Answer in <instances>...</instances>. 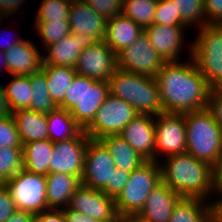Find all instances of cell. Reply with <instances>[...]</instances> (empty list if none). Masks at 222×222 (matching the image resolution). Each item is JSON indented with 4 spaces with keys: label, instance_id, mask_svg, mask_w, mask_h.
Returning <instances> with one entry per match:
<instances>
[{
    "label": "cell",
    "instance_id": "cell-31",
    "mask_svg": "<svg viewBox=\"0 0 222 222\" xmlns=\"http://www.w3.org/2000/svg\"><path fill=\"white\" fill-rule=\"evenodd\" d=\"M30 82L32 87L30 110L48 114L58 107L48 92L46 75L42 70L31 74Z\"/></svg>",
    "mask_w": 222,
    "mask_h": 222
},
{
    "label": "cell",
    "instance_id": "cell-47",
    "mask_svg": "<svg viewBox=\"0 0 222 222\" xmlns=\"http://www.w3.org/2000/svg\"><path fill=\"white\" fill-rule=\"evenodd\" d=\"M12 115V110L3 83L0 84V118Z\"/></svg>",
    "mask_w": 222,
    "mask_h": 222
},
{
    "label": "cell",
    "instance_id": "cell-46",
    "mask_svg": "<svg viewBox=\"0 0 222 222\" xmlns=\"http://www.w3.org/2000/svg\"><path fill=\"white\" fill-rule=\"evenodd\" d=\"M63 211L67 222H102L74 210H70L68 207L64 208Z\"/></svg>",
    "mask_w": 222,
    "mask_h": 222
},
{
    "label": "cell",
    "instance_id": "cell-38",
    "mask_svg": "<svg viewBox=\"0 0 222 222\" xmlns=\"http://www.w3.org/2000/svg\"><path fill=\"white\" fill-rule=\"evenodd\" d=\"M22 146L13 116L0 118V147L22 148Z\"/></svg>",
    "mask_w": 222,
    "mask_h": 222
},
{
    "label": "cell",
    "instance_id": "cell-39",
    "mask_svg": "<svg viewBox=\"0 0 222 222\" xmlns=\"http://www.w3.org/2000/svg\"><path fill=\"white\" fill-rule=\"evenodd\" d=\"M99 15L107 20L121 14L123 0H84Z\"/></svg>",
    "mask_w": 222,
    "mask_h": 222
},
{
    "label": "cell",
    "instance_id": "cell-12",
    "mask_svg": "<svg viewBox=\"0 0 222 222\" xmlns=\"http://www.w3.org/2000/svg\"><path fill=\"white\" fill-rule=\"evenodd\" d=\"M164 63L145 31L134 43L117 54V65L120 69L149 77H156Z\"/></svg>",
    "mask_w": 222,
    "mask_h": 222
},
{
    "label": "cell",
    "instance_id": "cell-29",
    "mask_svg": "<svg viewBox=\"0 0 222 222\" xmlns=\"http://www.w3.org/2000/svg\"><path fill=\"white\" fill-rule=\"evenodd\" d=\"M41 70L46 75L48 92L58 106L77 72L74 67L56 65H43Z\"/></svg>",
    "mask_w": 222,
    "mask_h": 222
},
{
    "label": "cell",
    "instance_id": "cell-33",
    "mask_svg": "<svg viewBox=\"0 0 222 222\" xmlns=\"http://www.w3.org/2000/svg\"><path fill=\"white\" fill-rule=\"evenodd\" d=\"M176 14L189 26L202 27L207 25L204 0H173Z\"/></svg>",
    "mask_w": 222,
    "mask_h": 222
},
{
    "label": "cell",
    "instance_id": "cell-32",
    "mask_svg": "<svg viewBox=\"0 0 222 222\" xmlns=\"http://www.w3.org/2000/svg\"><path fill=\"white\" fill-rule=\"evenodd\" d=\"M157 0H123L122 14L143 29L153 24Z\"/></svg>",
    "mask_w": 222,
    "mask_h": 222
},
{
    "label": "cell",
    "instance_id": "cell-30",
    "mask_svg": "<svg viewBox=\"0 0 222 222\" xmlns=\"http://www.w3.org/2000/svg\"><path fill=\"white\" fill-rule=\"evenodd\" d=\"M11 81L4 84L6 95L12 110L29 109L31 104L32 87L30 76L11 75Z\"/></svg>",
    "mask_w": 222,
    "mask_h": 222
},
{
    "label": "cell",
    "instance_id": "cell-37",
    "mask_svg": "<svg viewBox=\"0 0 222 222\" xmlns=\"http://www.w3.org/2000/svg\"><path fill=\"white\" fill-rule=\"evenodd\" d=\"M153 23L168 26H188L179 14H176L173 0H157Z\"/></svg>",
    "mask_w": 222,
    "mask_h": 222
},
{
    "label": "cell",
    "instance_id": "cell-10",
    "mask_svg": "<svg viewBox=\"0 0 222 222\" xmlns=\"http://www.w3.org/2000/svg\"><path fill=\"white\" fill-rule=\"evenodd\" d=\"M17 210L38 214L47 208L46 176L20 170L5 183Z\"/></svg>",
    "mask_w": 222,
    "mask_h": 222
},
{
    "label": "cell",
    "instance_id": "cell-9",
    "mask_svg": "<svg viewBox=\"0 0 222 222\" xmlns=\"http://www.w3.org/2000/svg\"><path fill=\"white\" fill-rule=\"evenodd\" d=\"M138 115L130 104L109 94L84 131L92 139L118 135Z\"/></svg>",
    "mask_w": 222,
    "mask_h": 222
},
{
    "label": "cell",
    "instance_id": "cell-50",
    "mask_svg": "<svg viewBox=\"0 0 222 222\" xmlns=\"http://www.w3.org/2000/svg\"><path fill=\"white\" fill-rule=\"evenodd\" d=\"M215 188L216 193H222V159L215 168Z\"/></svg>",
    "mask_w": 222,
    "mask_h": 222
},
{
    "label": "cell",
    "instance_id": "cell-49",
    "mask_svg": "<svg viewBox=\"0 0 222 222\" xmlns=\"http://www.w3.org/2000/svg\"><path fill=\"white\" fill-rule=\"evenodd\" d=\"M34 216L33 213L17 210L6 222H34Z\"/></svg>",
    "mask_w": 222,
    "mask_h": 222
},
{
    "label": "cell",
    "instance_id": "cell-52",
    "mask_svg": "<svg viewBox=\"0 0 222 222\" xmlns=\"http://www.w3.org/2000/svg\"><path fill=\"white\" fill-rule=\"evenodd\" d=\"M1 34V33H0ZM10 40V39H9ZM6 41V43H0V50L6 52L7 50H9L10 48H12L15 44H18L19 42H22L24 39L23 37L20 38H16L14 40H10V41Z\"/></svg>",
    "mask_w": 222,
    "mask_h": 222
},
{
    "label": "cell",
    "instance_id": "cell-14",
    "mask_svg": "<svg viewBox=\"0 0 222 222\" xmlns=\"http://www.w3.org/2000/svg\"><path fill=\"white\" fill-rule=\"evenodd\" d=\"M117 68V55L104 40L82 50L74 67L77 74L100 81H109Z\"/></svg>",
    "mask_w": 222,
    "mask_h": 222
},
{
    "label": "cell",
    "instance_id": "cell-16",
    "mask_svg": "<svg viewBox=\"0 0 222 222\" xmlns=\"http://www.w3.org/2000/svg\"><path fill=\"white\" fill-rule=\"evenodd\" d=\"M189 26H168L153 23L144 31L150 43L164 62L181 61L180 53L185 46L184 31Z\"/></svg>",
    "mask_w": 222,
    "mask_h": 222
},
{
    "label": "cell",
    "instance_id": "cell-27",
    "mask_svg": "<svg viewBox=\"0 0 222 222\" xmlns=\"http://www.w3.org/2000/svg\"><path fill=\"white\" fill-rule=\"evenodd\" d=\"M100 140L108 148L116 168L132 172L147 161L119 134L104 136Z\"/></svg>",
    "mask_w": 222,
    "mask_h": 222
},
{
    "label": "cell",
    "instance_id": "cell-36",
    "mask_svg": "<svg viewBox=\"0 0 222 222\" xmlns=\"http://www.w3.org/2000/svg\"><path fill=\"white\" fill-rule=\"evenodd\" d=\"M34 27L43 42L42 46L44 48L59 42L63 37L71 33L69 21L35 22Z\"/></svg>",
    "mask_w": 222,
    "mask_h": 222
},
{
    "label": "cell",
    "instance_id": "cell-2",
    "mask_svg": "<svg viewBox=\"0 0 222 222\" xmlns=\"http://www.w3.org/2000/svg\"><path fill=\"white\" fill-rule=\"evenodd\" d=\"M165 160L159 161L164 184L181 197H197L212 202L210 198L216 194L214 167L187 152L170 155Z\"/></svg>",
    "mask_w": 222,
    "mask_h": 222
},
{
    "label": "cell",
    "instance_id": "cell-8",
    "mask_svg": "<svg viewBox=\"0 0 222 222\" xmlns=\"http://www.w3.org/2000/svg\"><path fill=\"white\" fill-rule=\"evenodd\" d=\"M116 165L108 148L100 139L90 138L86 146L81 184L101 190L112 197V177Z\"/></svg>",
    "mask_w": 222,
    "mask_h": 222
},
{
    "label": "cell",
    "instance_id": "cell-20",
    "mask_svg": "<svg viewBox=\"0 0 222 222\" xmlns=\"http://www.w3.org/2000/svg\"><path fill=\"white\" fill-rule=\"evenodd\" d=\"M33 43L24 39L5 52L7 74L30 76L42 69V53Z\"/></svg>",
    "mask_w": 222,
    "mask_h": 222
},
{
    "label": "cell",
    "instance_id": "cell-53",
    "mask_svg": "<svg viewBox=\"0 0 222 222\" xmlns=\"http://www.w3.org/2000/svg\"><path fill=\"white\" fill-rule=\"evenodd\" d=\"M0 69L6 71L7 70V63L5 59V52L0 50ZM4 67V68H3Z\"/></svg>",
    "mask_w": 222,
    "mask_h": 222
},
{
    "label": "cell",
    "instance_id": "cell-34",
    "mask_svg": "<svg viewBox=\"0 0 222 222\" xmlns=\"http://www.w3.org/2000/svg\"><path fill=\"white\" fill-rule=\"evenodd\" d=\"M22 169V148L0 147V183H6Z\"/></svg>",
    "mask_w": 222,
    "mask_h": 222
},
{
    "label": "cell",
    "instance_id": "cell-4",
    "mask_svg": "<svg viewBox=\"0 0 222 222\" xmlns=\"http://www.w3.org/2000/svg\"><path fill=\"white\" fill-rule=\"evenodd\" d=\"M186 152L216 168L222 159V128L207 109L183 113Z\"/></svg>",
    "mask_w": 222,
    "mask_h": 222
},
{
    "label": "cell",
    "instance_id": "cell-7",
    "mask_svg": "<svg viewBox=\"0 0 222 222\" xmlns=\"http://www.w3.org/2000/svg\"><path fill=\"white\" fill-rule=\"evenodd\" d=\"M162 182L159 162L145 161L131 172L124 189L114 199L118 215H137L149 193Z\"/></svg>",
    "mask_w": 222,
    "mask_h": 222
},
{
    "label": "cell",
    "instance_id": "cell-5",
    "mask_svg": "<svg viewBox=\"0 0 222 222\" xmlns=\"http://www.w3.org/2000/svg\"><path fill=\"white\" fill-rule=\"evenodd\" d=\"M109 94L108 81L76 74L58 107L70 111L76 123L85 130Z\"/></svg>",
    "mask_w": 222,
    "mask_h": 222
},
{
    "label": "cell",
    "instance_id": "cell-43",
    "mask_svg": "<svg viewBox=\"0 0 222 222\" xmlns=\"http://www.w3.org/2000/svg\"><path fill=\"white\" fill-rule=\"evenodd\" d=\"M131 172L117 168L112 177V198H116L129 181Z\"/></svg>",
    "mask_w": 222,
    "mask_h": 222
},
{
    "label": "cell",
    "instance_id": "cell-28",
    "mask_svg": "<svg viewBox=\"0 0 222 222\" xmlns=\"http://www.w3.org/2000/svg\"><path fill=\"white\" fill-rule=\"evenodd\" d=\"M46 116L48 139L54 143L75 138L83 130L66 109L57 107Z\"/></svg>",
    "mask_w": 222,
    "mask_h": 222
},
{
    "label": "cell",
    "instance_id": "cell-1",
    "mask_svg": "<svg viewBox=\"0 0 222 222\" xmlns=\"http://www.w3.org/2000/svg\"><path fill=\"white\" fill-rule=\"evenodd\" d=\"M189 45L187 62H165L155 77L163 113L183 114L207 108L211 87L191 58Z\"/></svg>",
    "mask_w": 222,
    "mask_h": 222
},
{
    "label": "cell",
    "instance_id": "cell-44",
    "mask_svg": "<svg viewBox=\"0 0 222 222\" xmlns=\"http://www.w3.org/2000/svg\"><path fill=\"white\" fill-rule=\"evenodd\" d=\"M34 222H67L63 209H48L34 216Z\"/></svg>",
    "mask_w": 222,
    "mask_h": 222
},
{
    "label": "cell",
    "instance_id": "cell-24",
    "mask_svg": "<svg viewBox=\"0 0 222 222\" xmlns=\"http://www.w3.org/2000/svg\"><path fill=\"white\" fill-rule=\"evenodd\" d=\"M22 144L48 139L47 116L30 109L12 113Z\"/></svg>",
    "mask_w": 222,
    "mask_h": 222
},
{
    "label": "cell",
    "instance_id": "cell-11",
    "mask_svg": "<svg viewBox=\"0 0 222 222\" xmlns=\"http://www.w3.org/2000/svg\"><path fill=\"white\" fill-rule=\"evenodd\" d=\"M184 114L161 113L155 116V161L186 152ZM161 153V154H160ZM162 155V156H161ZM160 159V160H159Z\"/></svg>",
    "mask_w": 222,
    "mask_h": 222
},
{
    "label": "cell",
    "instance_id": "cell-13",
    "mask_svg": "<svg viewBox=\"0 0 222 222\" xmlns=\"http://www.w3.org/2000/svg\"><path fill=\"white\" fill-rule=\"evenodd\" d=\"M89 139L82 130L75 138L55 142L50 157L49 174L68 173L81 181Z\"/></svg>",
    "mask_w": 222,
    "mask_h": 222
},
{
    "label": "cell",
    "instance_id": "cell-26",
    "mask_svg": "<svg viewBox=\"0 0 222 222\" xmlns=\"http://www.w3.org/2000/svg\"><path fill=\"white\" fill-rule=\"evenodd\" d=\"M212 202L197 197H180L168 222H210Z\"/></svg>",
    "mask_w": 222,
    "mask_h": 222
},
{
    "label": "cell",
    "instance_id": "cell-15",
    "mask_svg": "<svg viewBox=\"0 0 222 222\" xmlns=\"http://www.w3.org/2000/svg\"><path fill=\"white\" fill-rule=\"evenodd\" d=\"M68 208L102 222H115L119 216L114 198L82 184L72 194Z\"/></svg>",
    "mask_w": 222,
    "mask_h": 222
},
{
    "label": "cell",
    "instance_id": "cell-45",
    "mask_svg": "<svg viewBox=\"0 0 222 222\" xmlns=\"http://www.w3.org/2000/svg\"><path fill=\"white\" fill-rule=\"evenodd\" d=\"M26 0H0V10L4 13L6 18L11 17V14H16Z\"/></svg>",
    "mask_w": 222,
    "mask_h": 222
},
{
    "label": "cell",
    "instance_id": "cell-22",
    "mask_svg": "<svg viewBox=\"0 0 222 222\" xmlns=\"http://www.w3.org/2000/svg\"><path fill=\"white\" fill-rule=\"evenodd\" d=\"M143 32L144 29L140 25L121 13L107 21L104 41L117 55L134 43Z\"/></svg>",
    "mask_w": 222,
    "mask_h": 222
},
{
    "label": "cell",
    "instance_id": "cell-21",
    "mask_svg": "<svg viewBox=\"0 0 222 222\" xmlns=\"http://www.w3.org/2000/svg\"><path fill=\"white\" fill-rule=\"evenodd\" d=\"M181 196L161 182L148 195L137 216L144 222H168Z\"/></svg>",
    "mask_w": 222,
    "mask_h": 222
},
{
    "label": "cell",
    "instance_id": "cell-54",
    "mask_svg": "<svg viewBox=\"0 0 222 222\" xmlns=\"http://www.w3.org/2000/svg\"><path fill=\"white\" fill-rule=\"evenodd\" d=\"M6 16L4 15V13L0 10V23L2 22V20H4Z\"/></svg>",
    "mask_w": 222,
    "mask_h": 222
},
{
    "label": "cell",
    "instance_id": "cell-42",
    "mask_svg": "<svg viewBox=\"0 0 222 222\" xmlns=\"http://www.w3.org/2000/svg\"><path fill=\"white\" fill-rule=\"evenodd\" d=\"M207 24L222 25V0H204Z\"/></svg>",
    "mask_w": 222,
    "mask_h": 222
},
{
    "label": "cell",
    "instance_id": "cell-19",
    "mask_svg": "<svg viewBox=\"0 0 222 222\" xmlns=\"http://www.w3.org/2000/svg\"><path fill=\"white\" fill-rule=\"evenodd\" d=\"M95 42L96 40L90 35L70 33L59 42L43 48L48 52L43 56V65L75 67L82 50Z\"/></svg>",
    "mask_w": 222,
    "mask_h": 222
},
{
    "label": "cell",
    "instance_id": "cell-18",
    "mask_svg": "<svg viewBox=\"0 0 222 222\" xmlns=\"http://www.w3.org/2000/svg\"><path fill=\"white\" fill-rule=\"evenodd\" d=\"M147 161H155V116H136L119 134Z\"/></svg>",
    "mask_w": 222,
    "mask_h": 222
},
{
    "label": "cell",
    "instance_id": "cell-41",
    "mask_svg": "<svg viewBox=\"0 0 222 222\" xmlns=\"http://www.w3.org/2000/svg\"><path fill=\"white\" fill-rule=\"evenodd\" d=\"M207 109L222 128V91L215 87L210 89Z\"/></svg>",
    "mask_w": 222,
    "mask_h": 222
},
{
    "label": "cell",
    "instance_id": "cell-35",
    "mask_svg": "<svg viewBox=\"0 0 222 222\" xmlns=\"http://www.w3.org/2000/svg\"><path fill=\"white\" fill-rule=\"evenodd\" d=\"M71 0H42L35 22L68 21Z\"/></svg>",
    "mask_w": 222,
    "mask_h": 222
},
{
    "label": "cell",
    "instance_id": "cell-3",
    "mask_svg": "<svg viewBox=\"0 0 222 222\" xmlns=\"http://www.w3.org/2000/svg\"><path fill=\"white\" fill-rule=\"evenodd\" d=\"M108 82L110 94L130 104L138 114L156 116L163 113L155 77L139 75L118 67Z\"/></svg>",
    "mask_w": 222,
    "mask_h": 222
},
{
    "label": "cell",
    "instance_id": "cell-25",
    "mask_svg": "<svg viewBox=\"0 0 222 222\" xmlns=\"http://www.w3.org/2000/svg\"><path fill=\"white\" fill-rule=\"evenodd\" d=\"M53 147L54 142L50 139L23 144V169L43 176L48 175Z\"/></svg>",
    "mask_w": 222,
    "mask_h": 222
},
{
    "label": "cell",
    "instance_id": "cell-48",
    "mask_svg": "<svg viewBox=\"0 0 222 222\" xmlns=\"http://www.w3.org/2000/svg\"><path fill=\"white\" fill-rule=\"evenodd\" d=\"M215 197L217 198L212 201V218L216 222H222V193H216Z\"/></svg>",
    "mask_w": 222,
    "mask_h": 222
},
{
    "label": "cell",
    "instance_id": "cell-40",
    "mask_svg": "<svg viewBox=\"0 0 222 222\" xmlns=\"http://www.w3.org/2000/svg\"><path fill=\"white\" fill-rule=\"evenodd\" d=\"M17 211L11 192L5 183H0V222H6Z\"/></svg>",
    "mask_w": 222,
    "mask_h": 222
},
{
    "label": "cell",
    "instance_id": "cell-23",
    "mask_svg": "<svg viewBox=\"0 0 222 222\" xmlns=\"http://www.w3.org/2000/svg\"><path fill=\"white\" fill-rule=\"evenodd\" d=\"M80 185L81 181L76 176L68 173L46 175L47 208H67L72 194Z\"/></svg>",
    "mask_w": 222,
    "mask_h": 222
},
{
    "label": "cell",
    "instance_id": "cell-55",
    "mask_svg": "<svg viewBox=\"0 0 222 222\" xmlns=\"http://www.w3.org/2000/svg\"><path fill=\"white\" fill-rule=\"evenodd\" d=\"M215 88L222 91V81Z\"/></svg>",
    "mask_w": 222,
    "mask_h": 222
},
{
    "label": "cell",
    "instance_id": "cell-6",
    "mask_svg": "<svg viewBox=\"0 0 222 222\" xmlns=\"http://www.w3.org/2000/svg\"><path fill=\"white\" fill-rule=\"evenodd\" d=\"M197 31L191 43V58L213 88L222 81V25L207 24Z\"/></svg>",
    "mask_w": 222,
    "mask_h": 222
},
{
    "label": "cell",
    "instance_id": "cell-17",
    "mask_svg": "<svg viewBox=\"0 0 222 222\" xmlns=\"http://www.w3.org/2000/svg\"><path fill=\"white\" fill-rule=\"evenodd\" d=\"M68 21L71 33L87 34L96 41L104 40L108 20L99 15L84 0H71Z\"/></svg>",
    "mask_w": 222,
    "mask_h": 222
},
{
    "label": "cell",
    "instance_id": "cell-51",
    "mask_svg": "<svg viewBox=\"0 0 222 222\" xmlns=\"http://www.w3.org/2000/svg\"><path fill=\"white\" fill-rule=\"evenodd\" d=\"M115 222H144L137 215H119Z\"/></svg>",
    "mask_w": 222,
    "mask_h": 222
}]
</instances>
